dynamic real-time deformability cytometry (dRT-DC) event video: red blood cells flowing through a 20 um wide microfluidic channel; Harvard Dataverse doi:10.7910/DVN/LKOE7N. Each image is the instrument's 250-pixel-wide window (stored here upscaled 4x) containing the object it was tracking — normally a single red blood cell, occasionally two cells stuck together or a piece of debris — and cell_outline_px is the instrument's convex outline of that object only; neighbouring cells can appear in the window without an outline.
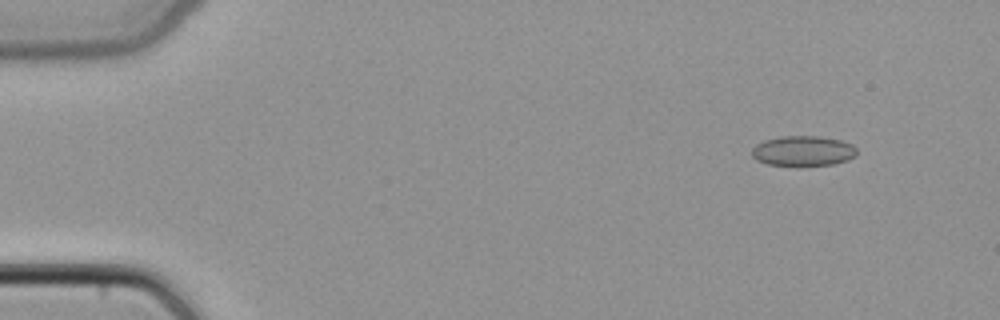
{"species": "common noctule bat (a hibernating species)", "species_latin": "Nyctalus noctula", "temperature_condition": "cold", "stored_images_in_passage": 48, "camera_frame_rate_fps": 3000, "um_per_image_px": 0.085, "animal": {"sex": "female", "body_mass_g": 22.7, "forearm_length_mm": 54.2}, "frame": {"image": 1, "passage_image": 5, "time_ms": 1.333, "image_size_px": [1000, 320], "cell_outline_px": [[856, 156], [848, 160], [832, 164], [768, 164], [756, 160], [752, 156], [752, 148], [756, 144], [764, 140], [780, 136], [820, 136], [840, 140], [852, 144], [856, 148]], "centroid_in_image_um": [68.26, 12.8], "position_along_channel_um": 16.7, "area_um2": 18.15}}
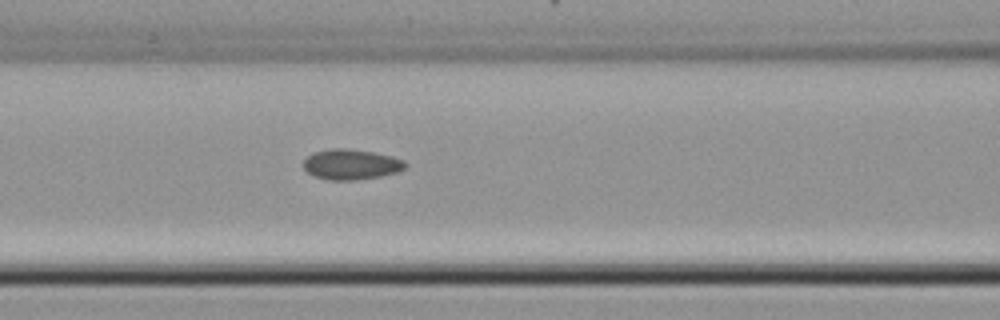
{"frame": {"image": 2, "passage_image": 21, "time_ms": 6.667, "image_size_px": [1000, 320], "cell_outline_px": [[408, 164], [404, 168], [396, 172], [380, 176], [356, 180], [328, 180], [312, 176], [304, 168], [304, 160], [308, 156], [316, 152], [332, 148], [348, 148], [372, 152], [392, 156], [404, 160]], "centroid_in_image_um": [29.84, 13.98], "position_along_channel_um": 136.8, "area_um2": 17.98}}
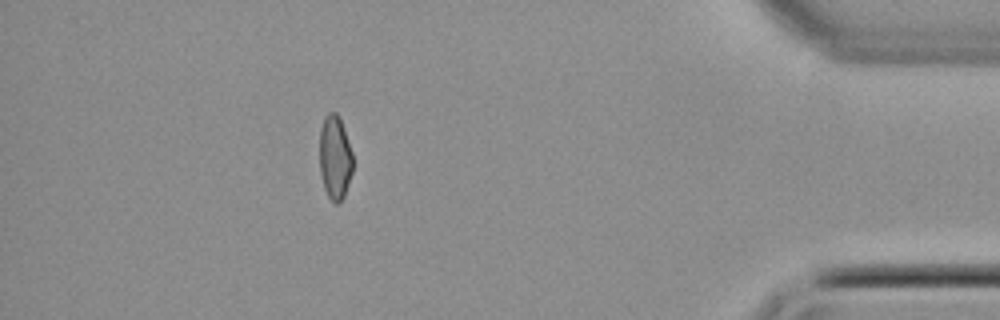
{"frame": {"image": 3, "passage_image": 43, "time_ms": 14.0, "image_size_px": [1000, 320], "cell_outline_px": [[352, 172], [344, 196], [340, 204], [336, 204], [328, 196], [324, 188], [320, 172], [320, 128], [324, 116], [328, 112], [336, 112], [344, 128], [352, 152]], "centroid_in_image_um": [28.46, 13.38], "position_along_channel_um": 406.7, "area_um2": 16.3}}